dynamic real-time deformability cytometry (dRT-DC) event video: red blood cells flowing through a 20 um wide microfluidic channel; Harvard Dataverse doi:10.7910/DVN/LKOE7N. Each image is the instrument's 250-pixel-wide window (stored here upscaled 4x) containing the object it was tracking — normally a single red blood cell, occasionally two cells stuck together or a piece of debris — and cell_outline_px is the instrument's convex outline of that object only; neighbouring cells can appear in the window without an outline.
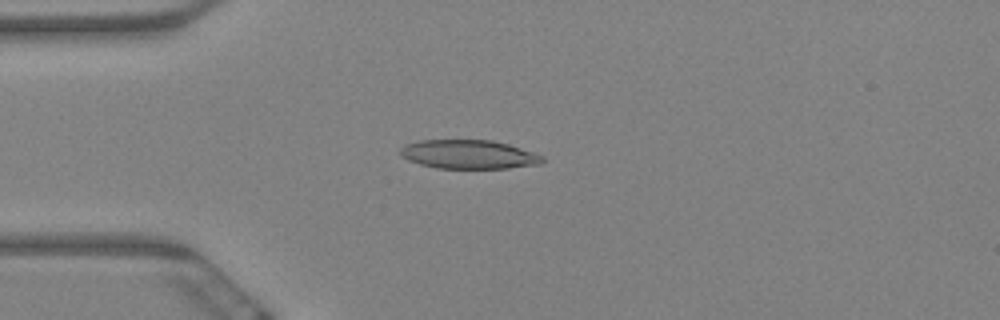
{"species": "Egyptian fruit bat (a non-hibernating species)", "species_latin": "Rousettus aegyptiacus", "temperature_condition": "warm", "stored_images_in_passage": 7, "camera_frame_rate_fps": 3000, "um_per_image_px": 0.085, "animal": {"sex": "female"}, "frame": {"image": 1, "passage_image": 3, "time_ms": 0.667, "image_size_px": [1000, 320], "cell_outline_px": [[544, 160], [540, 164], [508, 168], [436, 168], [420, 164], [408, 160], [400, 156], [400, 148], [404, 144], [420, 140], [492, 140], [508, 144], [544, 156]], "centroid_in_image_um": [39.81, 13.12], "position_along_channel_um": 45.2, "area_um2": 23.93}}
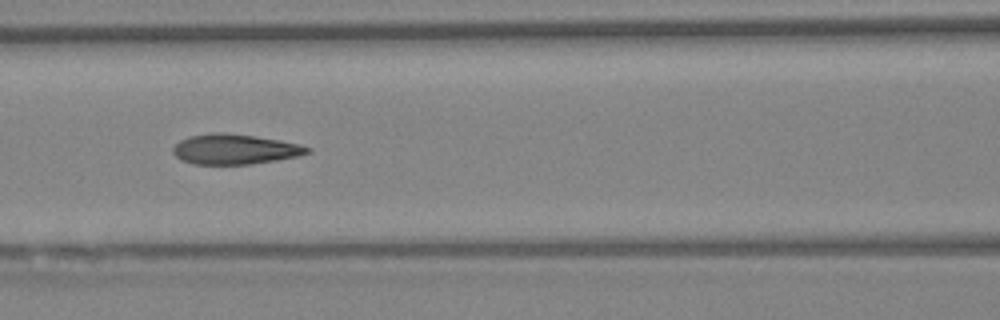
{"frame": {"image": 2, "passage_image": 6, "time_ms": 1.667, "image_size_px": [1000, 320], "cell_outline_px": [[312, 152], [300, 156], [252, 164], [192, 164], [180, 160], [172, 152], [172, 148], [180, 140], [188, 136], [212, 132], [224, 132], [256, 136], [280, 140], [300, 144], [312, 148]], "centroid_in_image_um": [19.97, 12.68], "position_along_channel_um": 146.6, "area_um2": 23.93}}
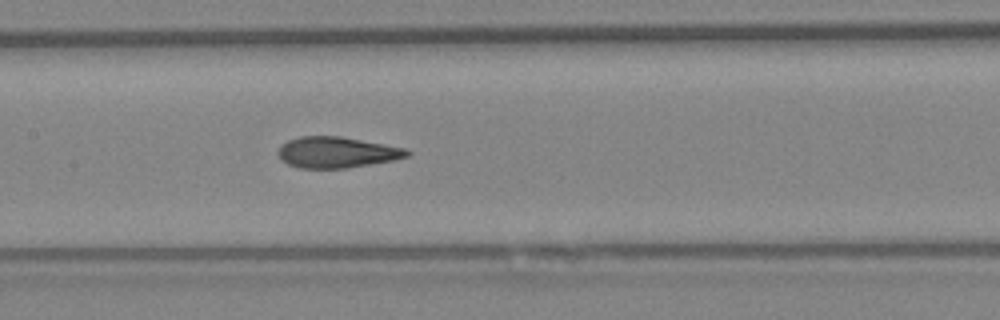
{"frame": {"image": 3, "passage_image": 7, "time_ms": 2.0, "image_size_px": [1000, 320], "cell_outline_px": [[412, 152], [408, 156], [392, 160], [348, 168], [300, 168], [288, 164], [280, 160], [276, 152], [288, 140], [300, 136], [340, 136], [384, 144], [404, 148]], "centroid_in_image_um": [28.6, 12.95], "position_along_channel_um": 178.8, "area_um2": 23.18}}